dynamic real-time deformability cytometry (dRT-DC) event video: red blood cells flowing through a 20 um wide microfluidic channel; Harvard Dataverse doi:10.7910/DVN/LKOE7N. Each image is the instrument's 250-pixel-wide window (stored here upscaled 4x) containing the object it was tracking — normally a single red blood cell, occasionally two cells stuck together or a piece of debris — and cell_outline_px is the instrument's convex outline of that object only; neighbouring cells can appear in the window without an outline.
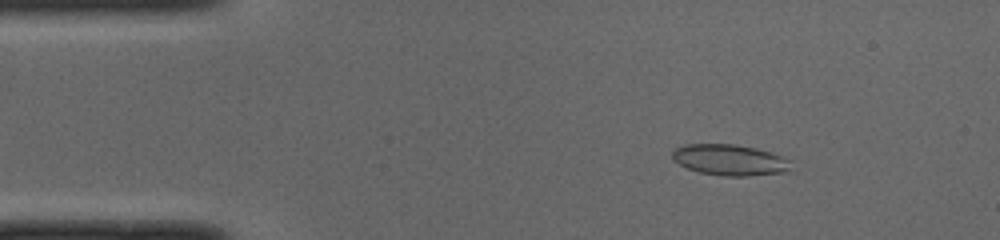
{"species": "common noctule bat (a hibernating species)", "species_latin": "Nyctalus noctula", "temperature_condition": "cold", "stored_images_in_passage": 50, "camera_frame_rate_fps": 3000, "um_per_image_px": 0.085, "animal": {"sex": "male", "body_mass_g": 19.0, "forearm_length_mm": 50.8}, "frame": {"image": 1, "passage_image": 7, "time_ms": 2.0, "image_size_px": [1000, 240], "cell_outline_px": [[792, 172], [748, 176], [724, 176], [700, 172], [688, 168], [672, 160], [672, 152], [676, 148], [684, 144], [736, 144], [756, 148], [792, 160]], "centroid_in_image_um": [62.09, 13.6], "position_along_channel_um": 22.9, "area_um2": 21.68}}
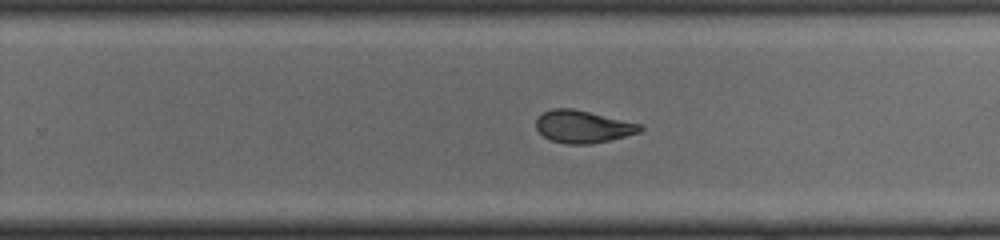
{"frame": {"image": 2, "passage_image": 31, "time_ms": 10.0, "image_size_px": [1000, 240], "cell_outline_px": [[644, 128], [640, 132], [608, 140], [588, 144], [568, 144], [552, 140], [544, 136], [536, 128], [536, 120], [544, 112], [552, 108], [572, 108], [644, 124]], "centroid_in_image_um": [49.58, 10.75], "position_along_channel_um": 280.2, "area_um2": 19.54}}
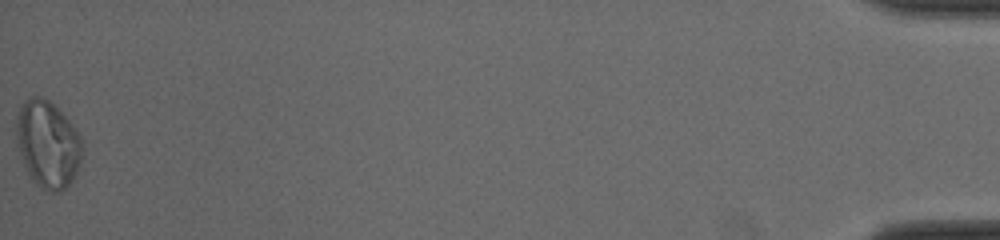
{"frame": {"image": 3, "passage_image": 50, "time_ms": 16.333, "image_size_px": [1000, 240], "cell_outline_px": [[84, 144], [80, 160], [76, 172], [72, 180], [60, 192], [52, 192], [40, 188], [36, 184], [28, 172], [20, 152], [16, 136], [16, 120], [20, 104], [24, 100], [32, 96], [40, 96], [48, 100], [68, 120], [80, 136]], "centroid_in_image_um": [4.05, 12.24], "position_along_channel_um": 431.1, "area_um2": 33.06}, "authors_computed_cell_mechanics": {"area_um2": 21.1259, "velocity_mm_per_s": 4.0036, "shape_relaxation_time_tau1_ms": 11.3538, "shape_relaxation_time_tau2_ms": 1.3541, "deformation_change_tau1": 0.255, "deformation_change_tau2": 0.0487}}